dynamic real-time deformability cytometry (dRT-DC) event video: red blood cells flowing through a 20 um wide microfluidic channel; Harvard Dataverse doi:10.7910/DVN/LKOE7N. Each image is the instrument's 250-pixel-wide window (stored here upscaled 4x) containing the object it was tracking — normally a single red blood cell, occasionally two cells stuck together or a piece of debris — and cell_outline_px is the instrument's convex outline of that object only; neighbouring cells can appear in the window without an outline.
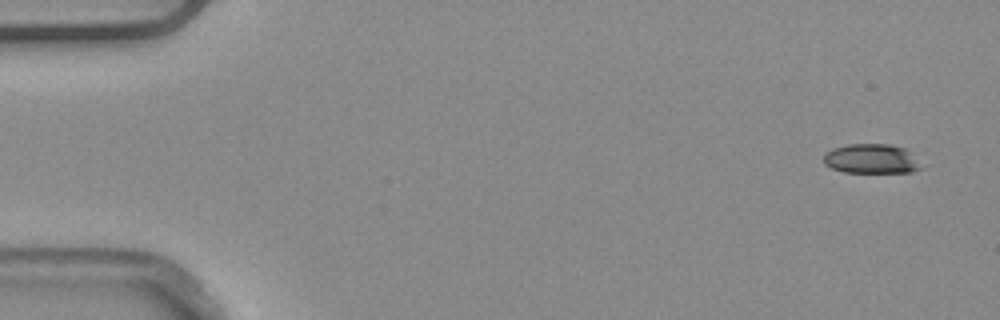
{"species": "common noctule bat (a hibernating species)", "species_latin": "Nyctalus noctula", "temperature_condition": "warm", "stored_images_in_passage": 5, "camera_frame_rate_fps": 3000, "um_per_image_px": 0.085, "animal": {"sex": "male", "body_mass_g": 20.4}, "frame": {"image": 1, "passage_image": 1, "time_ms": 0.0, "image_size_px": [1000, 320], "cell_outline_px": [[924, 168], [912, 172], [844, 172], [832, 168], [824, 164], [824, 156], [832, 148], [848, 144], [888, 144], [904, 148]], "centroid_in_image_um": [74.05, 13.5], "position_along_channel_um": 10.9, "area_um2": 16.59}}
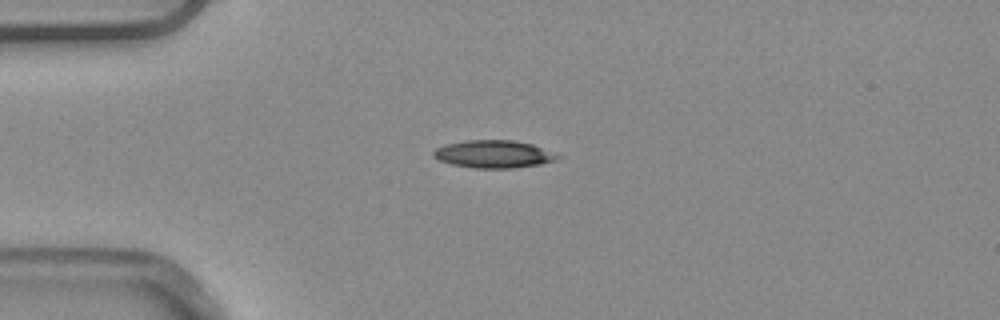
{"frame": {"image": 2, "passage_image": 3, "time_ms": 0.667, "image_size_px": [1000, 320], "cell_outline_px": [[560, 156], [556, 160], [540, 164], [512, 168], [476, 168], [452, 164], [440, 160], [432, 156], [432, 152], [436, 148], [444, 144], [464, 140], [512, 140], [532, 144]], "centroid_in_image_um": [41.9, 13.09], "position_along_channel_um": 43.1, "area_um2": 19.83}}